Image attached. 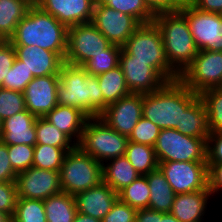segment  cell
I'll use <instances>...</instances> for the list:
<instances>
[{
  "instance_id": "cell-1",
  "label": "cell",
  "mask_w": 222,
  "mask_h": 222,
  "mask_svg": "<svg viewBox=\"0 0 222 222\" xmlns=\"http://www.w3.org/2000/svg\"><path fill=\"white\" fill-rule=\"evenodd\" d=\"M67 39L68 27L32 4L8 41L13 46H37L56 52L64 60Z\"/></svg>"
},
{
  "instance_id": "cell-2",
  "label": "cell",
  "mask_w": 222,
  "mask_h": 222,
  "mask_svg": "<svg viewBox=\"0 0 222 222\" xmlns=\"http://www.w3.org/2000/svg\"><path fill=\"white\" fill-rule=\"evenodd\" d=\"M58 105L75 107L89 118L104 111V99L98 78L88 74L81 66L63 63L57 86Z\"/></svg>"
},
{
  "instance_id": "cell-3",
  "label": "cell",
  "mask_w": 222,
  "mask_h": 222,
  "mask_svg": "<svg viewBox=\"0 0 222 222\" xmlns=\"http://www.w3.org/2000/svg\"><path fill=\"white\" fill-rule=\"evenodd\" d=\"M199 95L180 79L166 82L154 92L143 94L142 116L162 129H177L182 112Z\"/></svg>"
},
{
  "instance_id": "cell-4",
  "label": "cell",
  "mask_w": 222,
  "mask_h": 222,
  "mask_svg": "<svg viewBox=\"0 0 222 222\" xmlns=\"http://www.w3.org/2000/svg\"><path fill=\"white\" fill-rule=\"evenodd\" d=\"M153 22L159 29L167 60L181 75L198 54L186 17L179 11L155 14Z\"/></svg>"
},
{
  "instance_id": "cell-5",
  "label": "cell",
  "mask_w": 222,
  "mask_h": 222,
  "mask_svg": "<svg viewBox=\"0 0 222 222\" xmlns=\"http://www.w3.org/2000/svg\"><path fill=\"white\" fill-rule=\"evenodd\" d=\"M122 49L131 56V61L146 62L166 82L179 79L180 75L167 60L161 33L154 22L141 24Z\"/></svg>"
},
{
  "instance_id": "cell-6",
  "label": "cell",
  "mask_w": 222,
  "mask_h": 222,
  "mask_svg": "<svg viewBox=\"0 0 222 222\" xmlns=\"http://www.w3.org/2000/svg\"><path fill=\"white\" fill-rule=\"evenodd\" d=\"M127 143V136L116 132L97 116L86 121L77 146L103 164L112 158L124 156Z\"/></svg>"
},
{
  "instance_id": "cell-7",
  "label": "cell",
  "mask_w": 222,
  "mask_h": 222,
  "mask_svg": "<svg viewBox=\"0 0 222 222\" xmlns=\"http://www.w3.org/2000/svg\"><path fill=\"white\" fill-rule=\"evenodd\" d=\"M103 181L102 164L77 145L69 151L60 169L62 192L76 195Z\"/></svg>"
},
{
  "instance_id": "cell-8",
  "label": "cell",
  "mask_w": 222,
  "mask_h": 222,
  "mask_svg": "<svg viewBox=\"0 0 222 222\" xmlns=\"http://www.w3.org/2000/svg\"><path fill=\"white\" fill-rule=\"evenodd\" d=\"M158 162L206 161L207 138L183 135L176 129H162L154 145Z\"/></svg>"
},
{
  "instance_id": "cell-9",
  "label": "cell",
  "mask_w": 222,
  "mask_h": 222,
  "mask_svg": "<svg viewBox=\"0 0 222 222\" xmlns=\"http://www.w3.org/2000/svg\"><path fill=\"white\" fill-rule=\"evenodd\" d=\"M178 10L186 17L199 51H222V14L202 11L191 3Z\"/></svg>"
},
{
  "instance_id": "cell-10",
  "label": "cell",
  "mask_w": 222,
  "mask_h": 222,
  "mask_svg": "<svg viewBox=\"0 0 222 222\" xmlns=\"http://www.w3.org/2000/svg\"><path fill=\"white\" fill-rule=\"evenodd\" d=\"M109 40L90 22L68 28L67 51L64 62L81 66L91 57L104 53Z\"/></svg>"
},
{
  "instance_id": "cell-11",
  "label": "cell",
  "mask_w": 222,
  "mask_h": 222,
  "mask_svg": "<svg viewBox=\"0 0 222 222\" xmlns=\"http://www.w3.org/2000/svg\"><path fill=\"white\" fill-rule=\"evenodd\" d=\"M222 78V51L200 50L179 79L198 95L219 88Z\"/></svg>"
},
{
  "instance_id": "cell-12",
  "label": "cell",
  "mask_w": 222,
  "mask_h": 222,
  "mask_svg": "<svg viewBox=\"0 0 222 222\" xmlns=\"http://www.w3.org/2000/svg\"><path fill=\"white\" fill-rule=\"evenodd\" d=\"M158 168L176 195L209 190L206 161L158 162Z\"/></svg>"
},
{
  "instance_id": "cell-13",
  "label": "cell",
  "mask_w": 222,
  "mask_h": 222,
  "mask_svg": "<svg viewBox=\"0 0 222 222\" xmlns=\"http://www.w3.org/2000/svg\"><path fill=\"white\" fill-rule=\"evenodd\" d=\"M91 23L111 44L123 47L141 23L133 16L105 6L100 0L94 6Z\"/></svg>"
},
{
  "instance_id": "cell-14",
  "label": "cell",
  "mask_w": 222,
  "mask_h": 222,
  "mask_svg": "<svg viewBox=\"0 0 222 222\" xmlns=\"http://www.w3.org/2000/svg\"><path fill=\"white\" fill-rule=\"evenodd\" d=\"M18 198L45 200L62 192L60 172L36 167L17 173Z\"/></svg>"
},
{
  "instance_id": "cell-15",
  "label": "cell",
  "mask_w": 222,
  "mask_h": 222,
  "mask_svg": "<svg viewBox=\"0 0 222 222\" xmlns=\"http://www.w3.org/2000/svg\"><path fill=\"white\" fill-rule=\"evenodd\" d=\"M143 94L131 93L109 104L100 118L121 135L129 137L142 117Z\"/></svg>"
},
{
  "instance_id": "cell-16",
  "label": "cell",
  "mask_w": 222,
  "mask_h": 222,
  "mask_svg": "<svg viewBox=\"0 0 222 222\" xmlns=\"http://www.w3.org/2000/svg\"><path fill=\"white\" fill-rule=\"evenodd\" d=\"M119 66L131 93L147 94L162 87L166 81L146 62L131 61V56L123 49L119 58Z\"/></svg>"
},
{
  "instance_id": "cell-17",
  "label": "cell",
  "mask_w": 222,
  "mask_h": 222,
  "mask_svg": "<svg viewBox=\"0 0 222 222\" xmlns=\"http://www.w3.org/2000/svg\"><path fill=\"white\" fill-rule=\"evenodd\" d=\"M59 75L34 77L23 91L26 109L36 117H44L56 105Z\"/></svg>"
},
{
  "instance_id": "cell-18",
  "label": "cell",
  "mask_w": 222,
  "mask_h": 222,
  "mask_svg": "<svg viewBox=\"0 0 222 222\" xmlns=\"http://www.w3.org/2000/svg\"><path fill=\"white\" fill-rule=\"evenodd\" d=\"M97 0H38L35 4L68 28L90 23Z\"/></svg>"
},
{
  "instance_id": "cell-19",
  "label": "cell",
  "mask_w": 222,
  "mask_h": 222,
  "mask_svg": "<svg viewBox=\"0 0 222 222\" xmlns=\"http://www.w3.org/2000/svg\"><path fill=\"white\" fill-rule=\"evenodd\" d=\"M78 213L102 221L118 199V193L105 182L74 195Z\"/></svg>"
},
{
  "instance_id": "cell-20",
  "label": "cell",
  "mask_w": 222,
  "mask_h": 222,
  "mask_svg": "<svg viewBox=\"0 0 222 222\" xmlns=\"http://www.w3.org/2000/svg\"><path fill=\"white\" fill-rule=\"evenodd\" d=\"M211 199L210 190L177 194L170 213L180 222H205V219L209 218L208 215H211V207H209Z\"/></svg>"
},
{
  "instance_id": "cell-21",
  "label": "cell",
  "mask_w": 222,
  "mask_h": 222,
  "mask_svg": "<svg viewBox=\"0 0 222 222\" xmlns=\"http://www.w3.org/2000/svg\"><path fill=\"white\" fill-rule=\"evenodd\" d=\"M16 57L34 77L59 75L64 60L56 53L37 46H14Z\"/></svg>"
},
{
  "instance_id": "cell-22",
  "label": "cell",
  "mask_w": 222,
  "mask_h": 222,
  "mask_svg": "<svg viewBox=\"0 0 222 222\" xmlns=\"http://www.w3.org/2000/svg\"><path fill=\"white\" fill-rule=\"evenodd\" d=\"M37 117L27 109L4 119L1 123L0 140L6 145H36L35 121Z\"/></svg>"
},
{
  "instance_id": "cell-23",
  "label": "cell",
  "mask_w": 222,
  "mask_h": 222,
  "mask_svg": "<svg viewBox=\"0 0 222 222\" xmlns=\"http://www.w3.org/2000/svg\"><path fill=\"white\" fill-rule=\"evenodd\" d=\"M44 118L65 133L76 145L89 119L81 110L64 105H56Z\"/></svg>"
},
{
  "instance_id": "cell-24",
  "label": "cell",
  "mask_w": 222,
  "mask_h": 222,
  "mask_svg": "<svg viewBox=\"0 0 222 222\" xmlns=\"http://www.w3.org/2000/svg\"><path fill=\"white\" fill-rule=\"evenodd\" d=\"M176 130L183 135L195 138H208L210 135L208 115L200 96L182 112L181 125Z\"/></svg>"
},
{
  "instance_id": "cell-25",
  "label": "cell",
  "mask_w": 222,
  "mask_h": 222,
  "mask_svg": "<svg viewBox=\"0 0 222 222\" xmlns=\"http://www.w3.org/2000/svg\"><path fill=\"white\" fill-rule=\"evenodd\" d=\"M102 174L103 182L117 193L140 176L125 155L112 158L103 163Z\"/></svg>"
},
{
  "instance_id": "cell-26",
  "label": "cell",
  "mask_w": 222,
  "mask_h": 222,
  "mask_svg": "<svg viewBox=\"0 0 222 222\" xmlns=\"http://www.w3.org/2000/svg\"><path fill=\"white\" fill-rule=\"evenodd\" d=\"M145 176L150 189L148 208L158 212L170 213L176 194L163 173L157 168Z\"/></svg>"
},
{
  "instance_id": "cell-27",
  "label": "cell",
  "mask_w": 222,
  "mask_h": 222,
  "mask_svg": "<svg viewBox=\"0 0 222 222\" xmlns=\"http://www.w3.org/2000/svg\"><path fill=\"white\" fill-rule=\"evenodd\" d=\"M31 5L29 0H0V40H9Z\"/></svg>"
},
{
  "instance_id": "cell-28",
  "label": "cell",
  "mask_w": 222,
  "mask_h": 222,
  "mask_svg": "<svg viewBox=\"0 0 222 222\" xmlns=\"http://www.w3.org/2000/svg\"><path fill=\"white\" fill-rule=\"evenodd\" d=\"M97 78L104 99V110L109 104L131 94L119 65L98 75Z\"/></svg>"
},
{
  "instance_id": "cell-29",
  "label": "cell",
  "mask_w": 222,
  "mask_h": 222,
  "mask_svg": "<svg viewBox=\"0 0 222 222\" xmlns=\"http://www.w3.org/2000/svg\"><path fill=\"white\" fill-rule=\"evenodd\" d=\"M47 222H73L77 213L73 195L60 192L43 200Z\"/></svg>"
},
{
  "instance_id": "cell-30",
  "label": "cell",
  "mask_w": 222,
  "mask_h": 222,
  "mask_svg": "<svg viewBox=\"0 0 222 222\" xmlns=\"http://www.w3.org/2000/svg\"><path fill=\"white\" fill-rule=\"evenodd\" d=\"M125 156L140 175H147L158 168L154 146L128 141Z\"/></svg>"
},
{
  "instance_id": "cell-31",
  "label": "cell",
  "mask_w": 222,
  "mask_h": 222,
  "mask_svg": "<svg viewBox=\"0 0 222 222\" xmlns=\"http://www.w3.org/2000/svg\"><path fill=\"white\" fill-rule=\"evenodd\" d=\"M36 144H44L71 151L76 144L56 126L44 117H37L35 121Z\"/></svg>"
},
{
  "instance_id": "cell-32",
  "label": "cell",
  "mask_w": 222,
  "mask_h": 222,
  "mask_svg": "<svg viewBox=\"0 0 222 222\" xmlns=\"http://www.w3.org/2000/svg\"><path fill=\"white\" fill-rule=\"evenodd\" d=\"M118 198L136 210L149 207L150 189L145 175H140L118 193Z\"/></svg>"
},
{
  "instance_id": "cell-33",
  "label": "cell",
  "mask_w": 222,
  "mask_h": 222,
  "mask_svg": "<svg viewBox=\"0 0 222 222\" xmlns=\"http://www.w3.org/2000/svg\"><path fill=\"white\" fill-rule=\"evenodd\" d=\"M68 152L60 147L36 144L34 146L32 167L59 171Z\"/></svg>"
},
{
  "instance_id": "cell-34",
  "label": "cell",
  "mask_w": 222,
  "mask_h": 222,
  "mask_svg": "<svg viewBox=\"0 0 222 222\" xmlns=\"http://www.w3.org/2000/svg\"><path fill=\"white\" fill-rule=\"evenodd\" d=\"M122 47L111 44L104 53L91 57L81 67L90 75L98 76L119 65Z\"/></svg>"
},
{
  "instance_id": "cell-35",
  "label": "cell",
  "mask_w": 222,
  "mask_h": 222,
  "mask_svg": "<svg viewBox=\"0 0 222 222\" xmlns=\"http://www.w3.org/2000/svg\"><path fill=\"white\" fill-rule=\"evenodd\" d=\"M199 96L206 107L210 133L222 132V89H208Z\"/></svg>"
},
{
  "instance_id": "cell-36",
  "label": "cell",
  "mask_w": 222,
  "mask_h": 222,
  "mask_svg": "<svg viewBox=\"0 0 222 222\" xmlns=\"http://www.w3.org/2000/svg\"><path fill=\"white\" fill-rule=\"evenodd\" d=\"M105 6L135 17L141 24L153 22L155 14L144 0H100Z\"/></svg>"
},
{
  "instance_id": "cell-37",
  "label": "cell",
  "mask_w": 222,
  "mask_h": 222,
  "mask_svg": "<svg viewBox=\"0 0 222 222\" xmlns=\"http://www.w3.org/2000/svg\"><path fill=\"white\" fill-rule=\"evenodd\" d=\"M13 222H47L43 200L17 198Z\"/></svg>"
},
{
  "instance_id": "cell-38",
  "label": "cell",
  "mask_w": 222,
  "mask_h": 222,
  "mask_svg": "<svg viewBox=\"0 0 222 222\" xmlns=\"http://www.w3.org/2000/svg\"><path fill=\"white\" fill-rule=\"evenodd\" d=\"M33 78L32 72H29L24 63L16 57L13 66L3 81L2 88L23 93Z\"/></svg>"
},
{
  "instance_id": "cell-39",
  "label": "cell",
  "mask_w": 222,
  "mask_h": 222,
  "mask_svg": "<svg viewBox=\"0 0 222 222\" xmlns=\"http://www.w3.org/2000/svg\"><path fill=\"white\" fill-rule=\"evenodd\" d=\"M26 110L25 99L22 92L0 88V120L13 116Z\"/></svg>"
},
{
  "instance_id": "cell-40",
  "label": "cell",
  "mask_w": 222,
  "mask_h": 222,
  "mask_svg": "<svg viewBox=\"0 0 222 222\" xmlns=\"http://www.w3.org/2000/svg\"><path fill=\"white\" fill-rule=\"evenodd\" d=\"M160 130L161 129L157 125L142 116L129 135L128 141L154 146Z\"/></svg>"
},
{
  "instance_id": "cell-41",
  "label": "cell",
  "mask_w": 222,
  "mask_h": 222,
  "mask_svg": "<svg viewBox=\"0 0 222 222\" xmlns=\"http://www.w3.org/2000/svg\"><path fill=\"white\" fill-rule=\"evenodd\" d=\"M9 159L16 173L32 167L34 146L27 144L8 145Z\"/></svg>"
},
{
  "instance_id": "cell-42",
  "label": "cell",
  "mask_w": 222,
  "mask_h": 222,
  "mask_svg": "<svg viewBox=\"0 0 222 222\" xmlns=\"http://www.w3.org/2000/svg\"><path fill=\"white\" fill-rule=\"evenodd\" d=\"M137 210L122 202L119 198L111 210L104 216L102 222H135Z\"/></svg>"
},
{
  "instance_id": "cell-43",
  "label": "cell",
  "mask_w": 222,
  "mask_h": 222,
  "mask_svg": "<svg viewBox=\"0 0 222 222\" xmlns=\"http://www.w3.org/2000/svg\"><path fill=\"white\" fill-rule=\"evenodd\" d=\"M17 198V186L15 181L0 182V211L13 216Z\"/></svg>"
},
{
  "instance_id": "cell-44",
  "label": "cell",
  "mask_w": 222,
  "mask_h": 222,
  "mask_svg": "<svg viewBox=\"0 0 222 222\" xmlns=\"http://www.w3.org/2000/svg\"><path fill=\"white\" fill-rule=\"evenodd\" d=\"M16 59L14 46L8 40H0V88Z\"/></svg>"
},
{
  "instance_id": "cell-45",
  "label": "cell",
  "mask_w": 222,
  "mask_h": 222,
  "mask_svg": "<svg viewBox=\"0 0 222 222\" xmlns=\"http://www.w3.org/2000/svg\"><path fill=\"white\" fill-rule=\"evenodd\" d=\"M207 163H222V132L210 133L207 138Z\"/></svg>"
},
{
  "instance_id": "cell-46",
  "label": "cell",
  "mask_w": 222,
  "mask_h": 222,
  "mask_svg": "<svg viewBox=\"0 0 222 222\" xmlns=\"http://www.w3.org/2000/svg\"><path fill=\"white\" fill-rule=\"evenodd\" d=\"M208 164V189L211 191L213 199L219 198L222 194V163Z\"/></svg>"
},
{
  "instance_id": "cell-47",
  "label": "cell",
  "mask_w": 222,
  "mask_h": 222,
  "mask_svg": "<svg viewBox=\"0 0 222 222\" xmlns=\"http://www.w3.org/2000/svg\"><path fill=\"white\" fill-rule=\"evenodd\" d=\"M17 173L13 170L9 154L8 145L0 140V182L16 181Z\"/></svg>"
},
{
  "instance_id": "cell-48",
  "label": "cell",
  "mask_w": 222,
  "mask_h": 222,
  "mask_svg": "<svg viewBox=\"0 0 222 222\" xmlns=\"http://www.w3.org/2000/svg\"><path fill=\"white\" fill-rule=\"evenodd\" d=\"M154 13L177 11L182 4L178 0H144Z\"/></svg>"
},
{
  "instance_id": "cell-49",
  "label": "cell",
  "mask_w": 222,
  "mask_h": 222,
  "mask_svg": "<svg viewBox=\"0 0 222 222\" xmlns=\"http://www.w3.org/2000/svg\"><path fill=\"white\" fill-rule=\"evenodd\" d=\"M191 4L202 11L222 14V0H193Z\"/></svg>"
},
{
  "instance_id": "cell-50",
  "label": "cell",
  "mask_w": 222,
  "mask_h": 222,
  "mask_svg": "<svg viewBox=\"0 0 222 222\" xmlns=\"http://www.w3.org/2000/svg\"><path fill=\"white\" fill-rule=\"evenodd\" d=\"M135 222H161V212L145 208L136 212Z\"/></svg>"
},
{
  "instance_id": "cell-51",
  "label": "cell",
  "mask_w": 222,
  "mask_h": 222,
  "mask_svg": "<svg viewBox=\"0 0 222 222\" xmlns=\"http://www.w3.org/2000/svg\"><path fill=\"white\" fill-rule=\"evenodd\" d=\"M73 222H102L99 219H96L94 217H91L89 215H85L82 213H76L75 217H74V221Z\"/></svg>"
},
{
  "instance_id": "cell-52",
  "label": "cell",
  "mask_w": 222,
  "mask_h": 222,
  "mask_svg": "<svg viewBox=\"0 0 222 222\" xmlns=\"http://www.w3.org/2000/svg\"><path fill=\"white\" fill-rule=\"evenodd\" d=\"M161 222H180V221L177 218H175L171 213L161 212Z\"/></svg>"
},
{
  "instance_id": "cell-53",
  "label": "cell",
  "mask_w": 222,
  "mask_h": 222,
  "mask_svg": "<svg viewBox=\"0 0 222 222\" xmlns=\"http://www.w3.org/2000/svg\"><path fill=\"white\" fill-rule=\"evenodd\" d=\"M0 222H13L12 215L0 211Z\"/></svg>"
},
{
  "instance_id": "cell-54",
  "label": "cell",
  "mask_w": 222,
  "mask_h": 222,
  "mask_svg": "<svg viewBox=\"0 0 222 222\" xmlns=\"http://www.w3.org/2000/svg\"><path fill=\"white\" fill-rule=\"evenodd\" d=\"M182 5L192 3L193 0H178Z\"/></svg>"
},
{
  "instance_id": "cell-55",
  "label": "cell",
  "mask_w": 222,
  "mask_h": 222,
  "mask_svg": "<svg viewBox=\"0 0 222 222\" xmlns=\"http://www.w3.org/2000/svg\"><path fill=\"white\" fill-rule=\"evenodd\" d=\"M219 88L222 89V78H221L220 83H219Z\"/></svg>"
},
{
  "instance_id": "cell-56",
  "label": "cell",
  "mask_w": 222,
  "mask_h": 222,
  "mask_svg": "<svg viewBox=\"0 0 222 222\" xmlns=\"http://www.w3.org/2000/svg\"><path fill=\"white\" fill-rule=\"evenodd\" d=\"M32 4H35L38 0H29Z\"/></svg>"
}]
</instances>
